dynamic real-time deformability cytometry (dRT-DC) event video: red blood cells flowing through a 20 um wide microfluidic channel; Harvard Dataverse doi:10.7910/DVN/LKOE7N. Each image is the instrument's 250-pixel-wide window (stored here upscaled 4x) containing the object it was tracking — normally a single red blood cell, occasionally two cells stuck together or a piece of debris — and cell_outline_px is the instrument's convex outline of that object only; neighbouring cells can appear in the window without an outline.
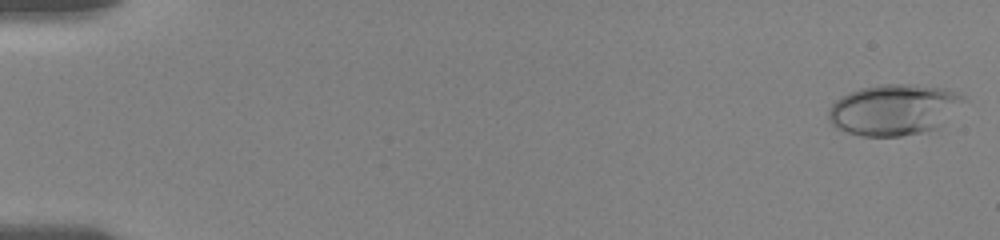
{"species": "human", "species_latin": "Homo sapiens", "temperature_condition": "room temperature", "stored_images_in_passage": 73, "camera_frame_rate_fps": 3000, "um_per_image_px": 0.085, "donor": {"sex": "female"}, "frame": {"image": 1, "passage_image": 1, "time_ms": 0.0, "image_size_px": [1000, 240], "cell_outline_px": [[968, 100], [936, 128], [920, 132], [900, 136], [864, 136], [848, 132], [836, 128], [828, 120], [828, 112], [832, 104], [840, 96], [848, 92], [860, 88], [880, 84], [904, 84], [948, 88], [964, 96]], "centroid_in_image_um": [75.97, 9.3], "position_along_channel_um": 9.0, "area_um2": 40.11}}
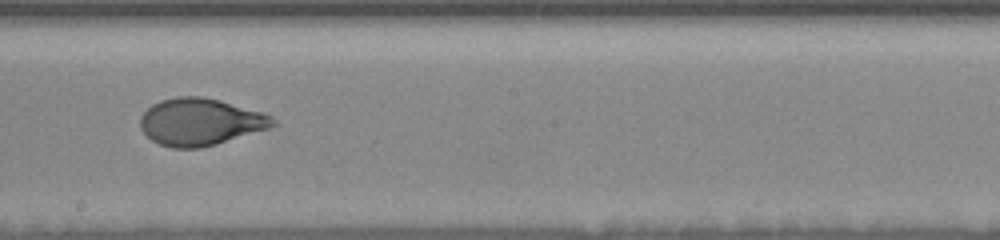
{"frame": {"image": 2, "passage_image": 42, "time_ms": 10.333, "image_size_px": [1000, 240], "cell_outline_px": [[276, 124], [268, 128], [216, 144], [200, 148], [172, 148], [160, 144], [152, 140], [140, 128], [140, 116], [152, 104], [160, 100], [176, 96], [200, 96], [220, 100], [264, 112], [272, 116]], "centroid_in_image_um": [17.01, 10.35], "position_along_channel_um": 231.2, "area_um2": 36.36}}
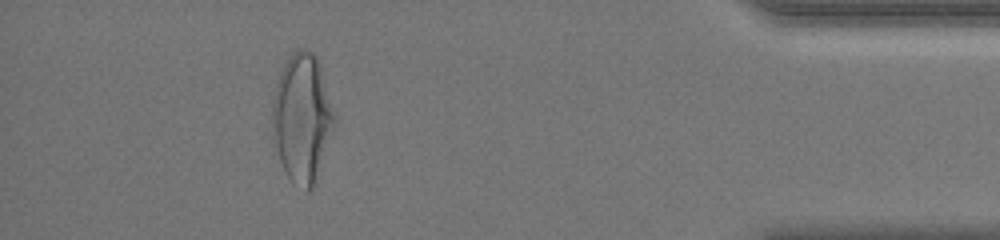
{"frame": {"image": 3, "passage_image": 68, "time_ms": 16.333, "image_size_px": [1000, 240], "cell_outline_px": [[336, 124], [316, 184], [308, 192], [304, 192], [292, 184], [272, 152], [272, 104], [276, 84], [280, 72], [284, 64], [292, 52], [296, 48], [304, 48], [312, 52], [316, 56], [320, 64], [336, 116]], "centroid_in_image_um": [25.67, 10.13], "position_along_channel_um": 409.5, "area_um2": 48.15}, "authors_computed_cell_mechanics": {"area_um2": 36.6452, "velocity_mm_per_s": 3.6899, "shape_relaxation_time_tau1_ms": 5.527, "shape_relaxation_time_tau2_ms": null, "deformation_change_tau1": 0.1982, "deformation_change_tau2": null}}